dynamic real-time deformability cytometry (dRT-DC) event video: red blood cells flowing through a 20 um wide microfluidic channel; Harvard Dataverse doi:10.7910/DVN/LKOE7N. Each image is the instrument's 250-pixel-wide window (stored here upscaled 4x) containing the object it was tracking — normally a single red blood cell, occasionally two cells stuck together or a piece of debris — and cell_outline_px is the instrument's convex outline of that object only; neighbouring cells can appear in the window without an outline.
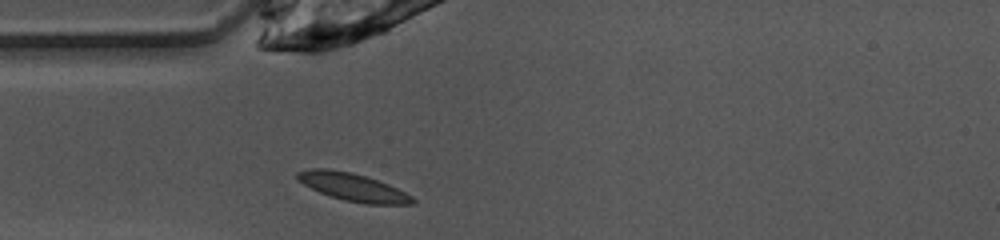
{"species": "common noctule bat (a hibernating species)", "species_latin": "Nyctalus noctula", "temperature_condition": "warm", "stored_images_in_passage": 8, "camera_frame_rate_fps": 3000, "um_per_image_px": 0.085, "animal": {"sex": "female", "body_mass_g": 10.0, "forearm_length_mm": 53.1}, "frame": {"image": 1, "passage_image": 1, "time_ms": 0.0, "image_size_px": [1000, 240], "cell_outline_px": [[416, 204], [364, 204], [344, 200], [328, 196], [296, 180], [296, 172], [308, 168], [328, 168], [352, 172], [388, 184], [412, 196], [416, 200]], "centroid_in_image_um": [29.96, 15.9], "position_along_channel_um": 55.0, "area_um2": 18.73}}
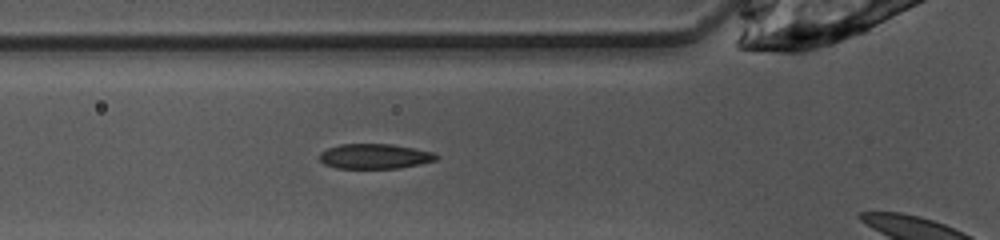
{"frame": {"image": 2, "passage_image": 4, "time_ms": 1.0, "image_size_px": [1000, 240], "cell_outline_px": [[440, 156], [436, 160], [420, 164], [400, 168], [336, 168], [324, 164], [320, 160], [320, 152], [328, 148], [340, 144], [392, 144], [436, 152]], "centroid_in_image_um": [31.89, 13.28], "position_along_channel_um": 93.9, "area_um2": 17.11}}
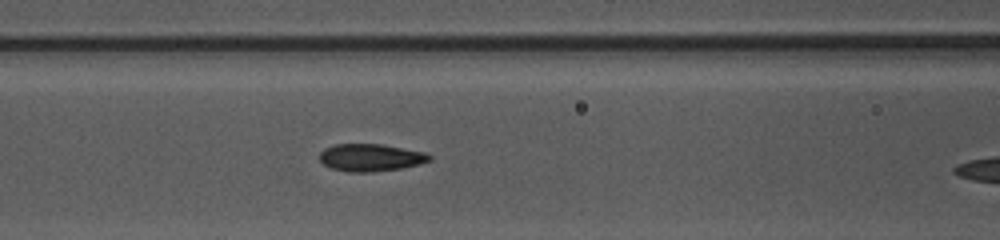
{"frame": {"image": 3, "passage_image": 7, "time_ms": 2.0, "image_size_px": [1000, 240], "cell_outline_px": [[432, 160], [420, 164], [400, 168], [368, 172], [348, 172], [332, 168], [324, 164], [320, 160], [320, 152], [324, 148], [336, 144], [380, 144], [428, 152], [432, 156]], "centroid_in_image_um": [31.54, 13.38], "position_along_channel_um": 135.1, "area_um2": 17.57}}